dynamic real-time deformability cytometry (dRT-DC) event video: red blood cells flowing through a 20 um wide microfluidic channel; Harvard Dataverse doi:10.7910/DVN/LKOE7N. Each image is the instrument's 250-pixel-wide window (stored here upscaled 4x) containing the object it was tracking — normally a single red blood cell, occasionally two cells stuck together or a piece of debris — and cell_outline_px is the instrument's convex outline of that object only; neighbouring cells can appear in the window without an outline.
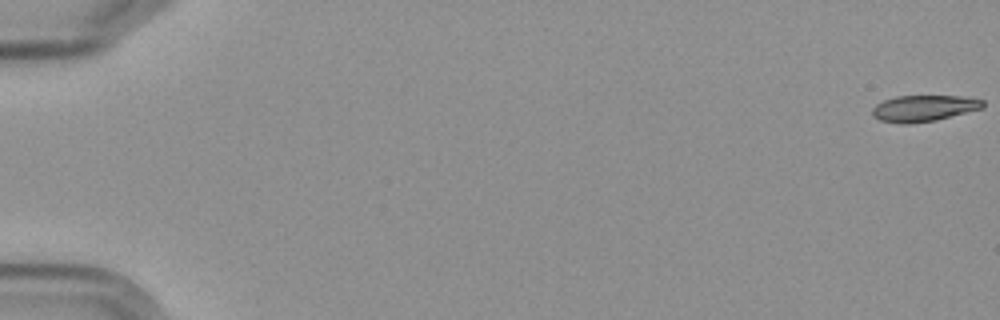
{"species": "Egyptian fruit bat (a non-hibernating species)", "species_latin": "Rousettus aegyptiacus", "temperature_condition": "cold", "stored_images_in_passage": 7, "segment_of_instrument_passage": [1, 2], "camera_frame_rate_fps": 3000, "um_per_image_px": 0.085, "frame": {"image": 1, "passage_image": 1, "time_ms": 0.0, "image_size_px": [1000, 320], "cell_outline_px": [[984, 108], [936, 120], [908, 124], [900, 124], [880, 120], [872, 116], [872, 108], [876, 104], [884, 100], [896, 96], [964, 96], [984, 100]], "centroid_in_image_um": [78.52, 9.2], "position_along_channel_um": 6.5, "area_um2": 17.05}}
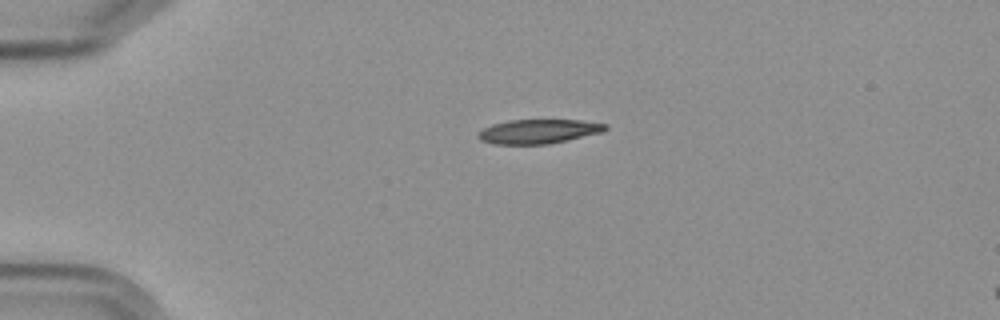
{"frame": {"image": 2, "passage_image": 5, "time_ms": 4.667, "image_size_px": [1000, 320], "cell_outline_px": [[608, 128], [604, 132], [548, 144], [496, 144], [480, 140], [476, 136], [476, 132], [492, 124], [508, 120], [580, 120], [608, 124]], "centroid_in_image_um": [45.77, 11.17], "position_along_channel_um": 39.2, "area_um2": 18.09}}